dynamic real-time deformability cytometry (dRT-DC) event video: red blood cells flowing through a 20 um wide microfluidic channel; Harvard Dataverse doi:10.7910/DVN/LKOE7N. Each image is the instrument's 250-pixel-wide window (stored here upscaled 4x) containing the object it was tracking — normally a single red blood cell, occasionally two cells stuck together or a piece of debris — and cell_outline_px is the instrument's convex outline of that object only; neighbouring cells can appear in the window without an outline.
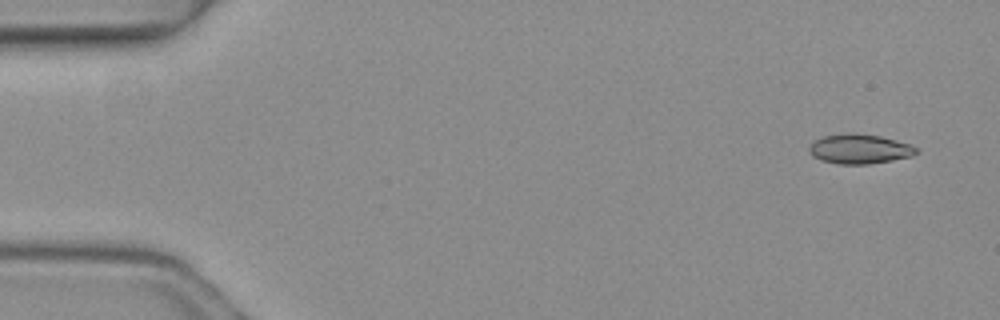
{"species": "common noctule bat (a hibernating species)", "species_latin": "Nyctalus noctula", "temperature_condition": "warm", "stored_images_in_passage": 5, "camera_frame_rate_fps": 3000, "um_per_image_px": 0.085, "animal": {"sex": "female", "body_mass_g": 19.3, "forearm_length_mm": 54.1}, "frame": {"image": 1, "passage_image": 1, "time_ms": 0.0, "image_size_px": [1000, 320], "cell_outline_px": [[920, 152], [912, 156], [892, 160], [868, 164], [836, 164], [820, 160], [812, 156], [808, 152], [808, 148], [816, 140], [824, 136], [856, 132], [880, 136], [912, 144]], "centroid_in_image_um": [73.08, 12.66], "position_along_channel_um": 11.9, "area_um2": 18.61}}